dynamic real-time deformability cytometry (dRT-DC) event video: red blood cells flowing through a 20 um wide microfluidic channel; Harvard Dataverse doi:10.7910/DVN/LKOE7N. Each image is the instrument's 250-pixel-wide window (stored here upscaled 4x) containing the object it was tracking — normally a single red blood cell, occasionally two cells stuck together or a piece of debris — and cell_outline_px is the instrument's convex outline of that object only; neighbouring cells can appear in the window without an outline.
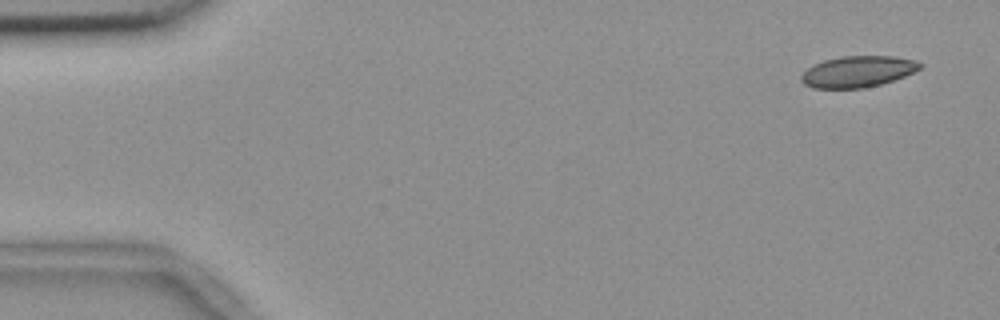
{"species": "common noctule bat (a hibernating species)", "species_latin": "Nyctalus noctula", "temperature_condition": "room temperature", "stored_images_in_passage": 4, "camera_frame_rate_fps": 3000, "um_per_image_px": 0.085, "animal": {"sex": "female", "body_mass_g": 18.4}, "frame": {"image": 1, "passage_image": 1, "time_ms": 0.0, "image_size_px": [1000, 320], "cell_outline_px": [[924, 64], [920, 68], [904, 76], [880, 84], [864, 88], [812, 88], [804, 84], [800, 80], [800, 76], [812, 64], [824, 60], [840, 56], [892, 56], [916, 60]], "centroid_in_image_um": [72.88, 6.08], "position_along_channel_um": 12.1, "area_um2": 21.62}}
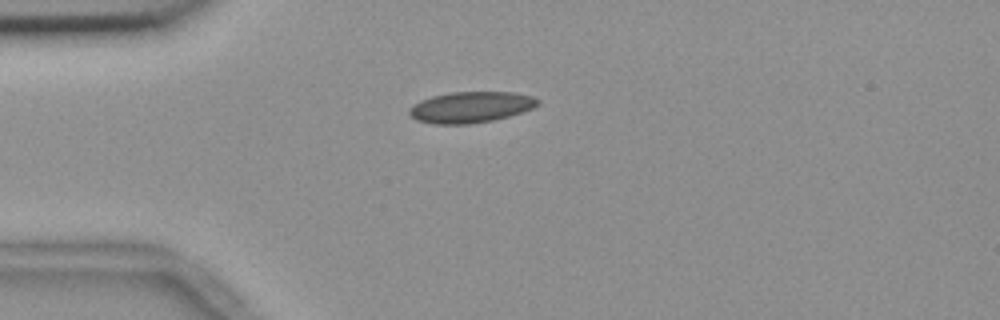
{"frame": {"image": 2, "passage_image": 4, "time_ms": 1.0, "image_size_px": [1000, 320], "cell_outline_px": [[540, 104], [532, 108], [508, 116], [492, 120], [468, 124], [432, 124], [416, 120], [408, 112], [408, 108], [412, 104], [420, 100], [432, 96], [452, 92], [512, 92], [532, 96], [540, 100]], "centroid_in_image_um": [39.98, 9.1], "position_along_channel_um": 45.0, "area_um2": 23.24}}